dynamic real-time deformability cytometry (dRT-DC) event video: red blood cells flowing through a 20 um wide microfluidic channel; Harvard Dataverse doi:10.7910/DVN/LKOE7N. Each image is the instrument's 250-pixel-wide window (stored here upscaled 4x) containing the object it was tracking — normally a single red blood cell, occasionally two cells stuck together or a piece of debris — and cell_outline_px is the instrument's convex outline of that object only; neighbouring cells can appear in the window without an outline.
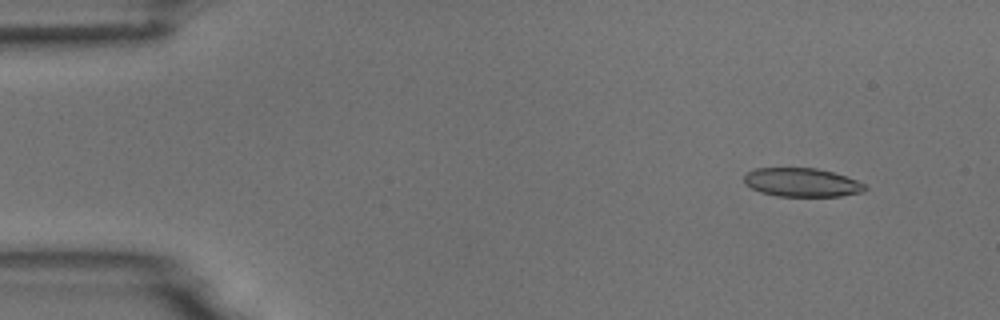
{"species": "common noctule bat (a hibernating species)", "species_latin": "Nyctalus noctula", "temperature_condition": "room temperature", "stored_images_in_passage": 4, "camera_frame_rate_fps": 3000, "um_per_image_px": 0.085, "animal": {"sex": "male", "body_mass_g": 18.8}, "frame": {"image": 1, "passage_image": 1, "time_ms": 0.0, "image_size_px": [1000, 320], "cell_outline_px": [[868, 188], [864, 192], [840, 196], [776, 196], [760, 192], [744, 184], [744, 176], [748, 172], [756, 168], [816, 168], [832, 172], [856, 180], [864, 184]], "centroid_in_image_um": [68.15, 15.51], "position_along_channel_um": 16.9, "area_um2": 20.17}}
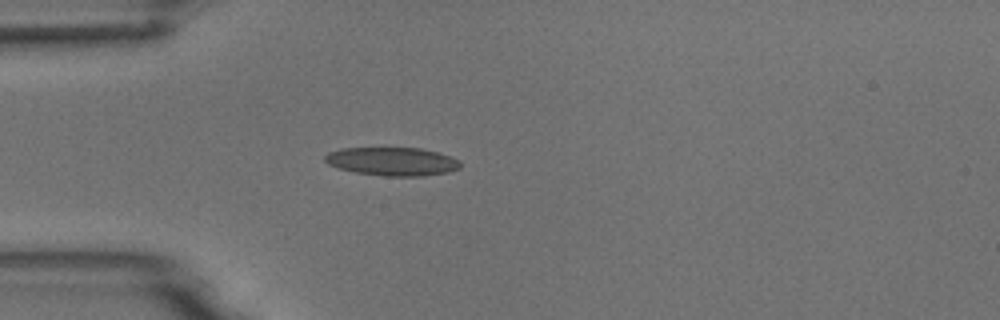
{"frame": {"image": 2, "passage_image": 4, "time_ms": 3.333, "image_size_px": [1000, 320], "cell_outline_px": [[460, 168], [448, 172], [424, 176], [384, 176], [356, 172], [340, 168], [328, 164], [324, 160], [324, 156], [328, 152], [340, 148], [420, 148], [436, 152], [460, 160]], "centroid_in_image_um": [33.33, 13.72], "position_along_channel_um": 51.7, "area_um2": 22.31}}